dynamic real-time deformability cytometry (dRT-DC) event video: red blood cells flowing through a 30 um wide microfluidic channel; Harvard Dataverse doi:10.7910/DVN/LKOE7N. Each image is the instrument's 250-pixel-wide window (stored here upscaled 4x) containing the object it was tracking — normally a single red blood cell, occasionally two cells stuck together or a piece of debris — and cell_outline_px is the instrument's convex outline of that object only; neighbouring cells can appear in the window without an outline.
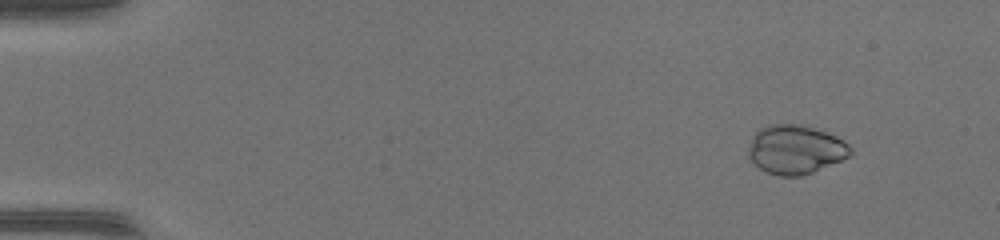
{"species": "common noctule bat (a hibernating species)", "species_latin": "Nyctalus noctula", "temperature_condition": "warm", "stored_images_in_passage": 51, "camera_frame_rate_fps": 3000, "um_per_image_px": 0.085, "animal": {"sex": "female", "body_mass_g": 17.0, "forearm_length_mm": 48.0}, "frame": {"image": 1, "passage_image": 6, "time_ms": 1.667, "image_size_px": [1000, 240], "cell_outline_px": [[852, 152], [848, 156], [840, 160], [812, 172], [800, 176], [780, 176], [768, 172], [752, 164], [748, 156], [748, 148], [756, 132], [760, 128], [768, 124], [804, 124], [836, 136], [844, 140], [852, 148]], "centroid_in_image_um": [67.6, 12.7], "position_along_channel_um": 17.4, "area_um2": 29.07}}
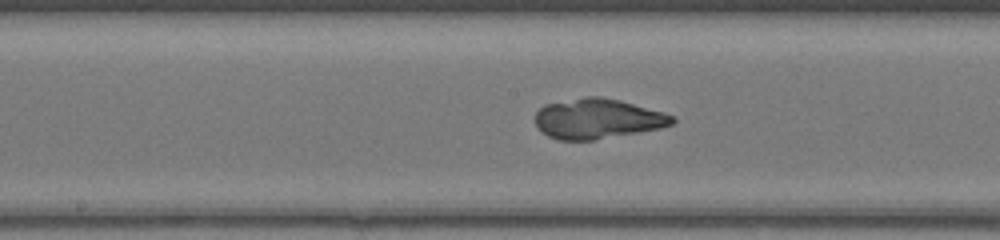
{"frame": {"image": 2, "passage_image": 28, "time_ms": 9.0, "image_size_px": [1000, 240], "cell_outline_px": [[676, 120], [672, 124], [660, 128], [592, 140], [556, 140], [548, 136], [536, 124], [536, 112], [544, 104], [584, 96], [600, 96], [620, 100], [664, 112], [672, 116]], "centroid_in_image_um": [50.78, 10.08], "position_along_channel_um": 197.4, "area_um2": 31.85}}
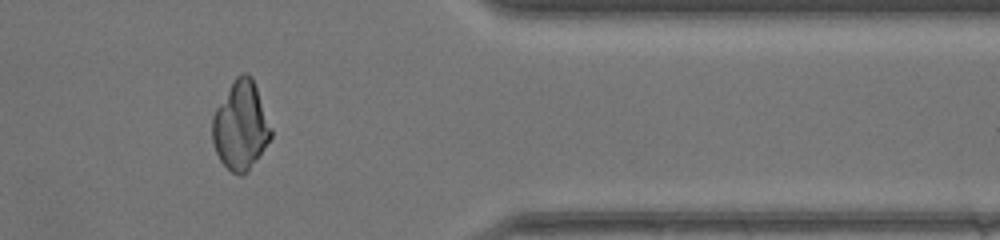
{"frame": {"image": 3, "passage_image": 43, "time_ms": 14.0, "image_size_px": [1000, 240], "cell_outline_px": [[272, 136], [248, 172], [240, 176], [232, 172], [220, 160], [216, 152], [212, 140], [212, 116], [216, 108], [236, 76], [240, 72], [248, 72], [252, 76], [272, 128]], "centroid_in_image_um": [20.46, 10.67], "position_along_channel_um": 390.9, "area_um2": 30.23}}